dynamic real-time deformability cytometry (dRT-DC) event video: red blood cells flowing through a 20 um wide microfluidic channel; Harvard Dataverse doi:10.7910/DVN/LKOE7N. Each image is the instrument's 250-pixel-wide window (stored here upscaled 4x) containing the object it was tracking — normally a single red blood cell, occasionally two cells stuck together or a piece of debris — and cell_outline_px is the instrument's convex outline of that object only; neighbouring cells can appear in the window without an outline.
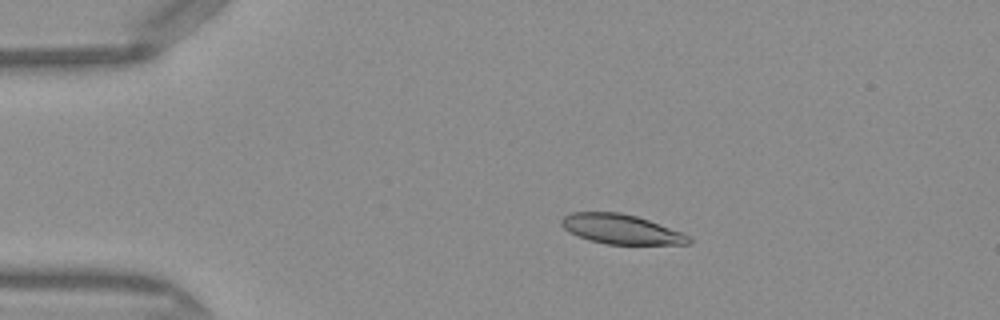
{"species": "Egyptian fruit bat (a non-hibernating species)", "species_latin": "Rousettus aegyptiacus", "temperature_condition": "warm", "stored_images_in_passage": 49, "camera_frame_rate_fps": 3000, "um_per_image_px": 0.085, "frame": {"image": 1, "passage_image": 9, "time_ms": 2.667, "image_size_px": [1000, 320], "cell_outline_px": [[692, 240], [688, 244], [604, 244], [588, 240], [568, 232], [560, 224], [560, 220], [564, 216], [572, 212], [620, 212], [636, 216], [648, 220], [680, 232], [688, 236]], "centroid_in_image_um": [52.72, 19.48], "position_along_channel_um": 32.3, "area_um2": 21.85}}
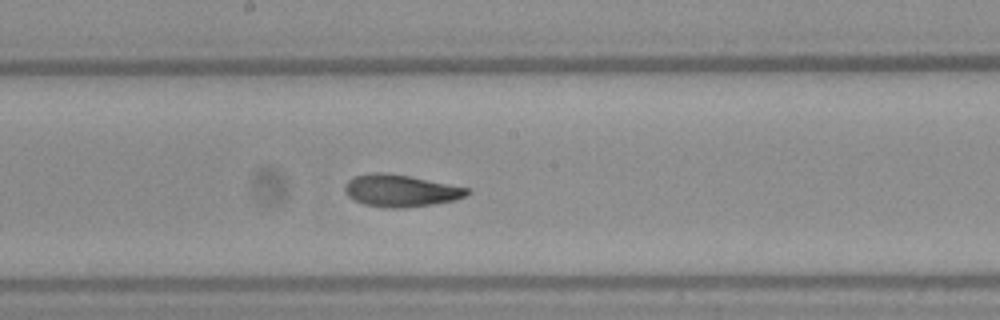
{"frame": {"image": 2, "passage_image": 26, "time_ms": 8.333, "image_size_px": [1000, 320], "cell_outline_px": [[472, 192], [464, 196], [452, 200], [432, 204], [404, 208], [388, 208], [364, 204], [348, 196], [344, 192], [344, 184], [348, 180], [356, 176], [368, 172], [384, 172], [408, 176], [472, 188]], "centroid_in_image_um": [34.05, 16.2], "position_along_channel_um": 214.2, "area_um2": 22.89}}
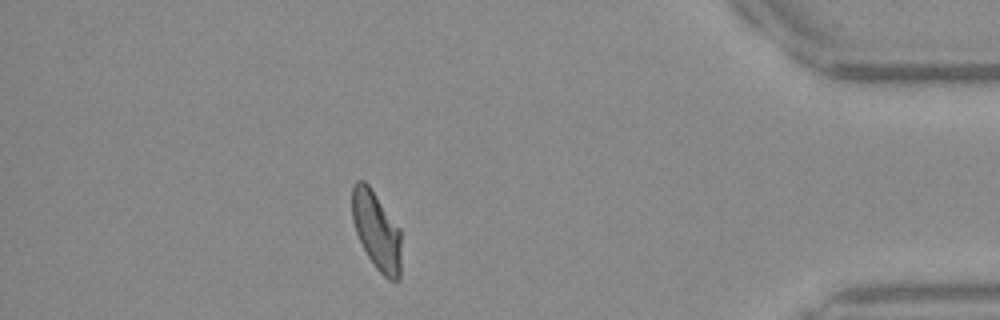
{"frame": {"image": 3, "passage_image": 43, "time_ms": 14.0, "image_size_px": [1000, 320], "cell_outline_px": [[400, 280], [388, 280], [376, 268], [368, 256], [356, 232], [352, 220], [352, 184], [356, 180], [364, 180], [368, 184], [400, 228]], "centroid_in_image_um": [32.0, 19.59], "position_along_channel_um": 403.2, "area_um2": 22.31}, "authors_computed_cell_mechanics": {"area_um2": 22.831, "velocity_mm_per_s": 4.0905, "shape_relaxation_time_tau1_ms": 6.9814, "shape_relaxation_time_tau2_ms": 1.2234, "deformation_change_tau1": 0.2009, "deformation_change_tau2": 0.0682}}